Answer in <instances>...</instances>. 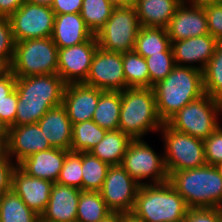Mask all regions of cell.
I'll list each match as a JSON object with an SVG mask.
<instances>
[{"instance_id":"6da1fadb","label":"cell","mask_w":222,"mask_h":222,"mask_svg":"<svg viewBox=\"0 0 222 222\" xmlns=\"http://www.w3.org/2000/svg\"><path fill=\"white\" fill-rule=\"evenodd\" d=\"M65 85L57 74L16 78L15 126L35 124L49 109L61 105Z\"/></svg>"},{"instance_id":"7a4b0ae2","label":"cell","mask_w":222,"mask_h":222,"mask_svg":"<svg viewBox=\"0 0 222 222\" xmlns=\"http://www.w3.org/2000/svg\"><path fill=\"white\" fill-rule=\"evenodd\" d=\"M152 88L157 113L163 123L205 94L202 71L189 66L176 65L165 79Z\"/></svg>"},{"instance_id":"3957f363","label":"cell","mask_w":222,"mask_h":222,"mask_svg":"<svg viewBox=\"0 0 222 222\" xmlns=\"http://www.w3.org/2000/svg\"><path fill=\"white\" fill-rule=\"evenodd\" d=\"M168 175V182L189 208L222 209V175L216 166L205 164Z\"/></svg>"},{"instance_id":"277c9868","label":"cell","mask_w":222,"mask_h":222,"mask_svg":"<svg viewBox=\"0 0 222 222\" xmlns=\"http://www.w3.org/2000/svg\"><path fill=\"white\" fill-rule=\"evenodd\" d=\"M188 205L167 181L141 185L131 214L144 222H183Z\"/></svg>"},{"instance_id":"5b68a950","label":"cell","mask_w":222,"mask_h":222,"mask_svg":"<svg viewBox=\"0 0 222 222\" xmlns=\"http://www.w3.org/2000/svg\"><path fill=\"white\" fill-rule=\"evenodd\" d=\"M163 122L156 109L153 88H126L121 91L119 128L132 139H142L149 131H158Z\"/></svg>"},{"instance_id":"8992f818","label":"cell","mask_w":222,"mask_h":222,"mask_svg":"<svg viewBox=\"0 0 222 222\" xmlns=\"http://www.w3.org/2000/svg\"><path fill=\"white\" fill-rule=\"evenodd\" d=\"M58 48L51 37L22 40L15 43L10 70L16 78L57 74Z\"/></svg>"},{"instance_id":"52a82bcc","label":"cell","mask_w":222,"mask_h":222,"mask_svg":"<svg viewBox=\"0 0 222 222\" xmlns=\"http://www.w3.org/2000/svg\"><path fill=\"white\" fill-rule=\"evenodd\" d=\"M219 113H222V102L204 94L185 105L166 124L178 132L204 141L220 126Z\"/></svg>"},{"instance_id":"ba28073f","label":"cell","mask_w":222,"mask_h":222,"mask_svg":"<svg viewBox=\"0 0 222 222\" xmlns=\"http://www.w3.org/2000/svg\"><path fill=\"white\" fill-rule=\"evenodd\" d=\"M165 147L164 163L168 174L193 169L206 164L204 141L178 132L166 123L159 130Z\"/></svg>"},{"instance_id":"9c48e42d","label":"cell","mask_w":222,"mask_h":222,"mask_svg":"<svg viewBox=\"0 0 222 222\" xmlns=\"http://www.w3.org/2000/svg\"><path fill=\"white\" fill-rule=\"evenodd\" d=\"M140 28L134 5L114 7L108 21L95 34L98 46L117 53L132 51Z\"/></svg>"},{"instance_id":"30bf717a","label":"cell","mask_w":222,"mask_h":222,"mask_svg":"<svg viewBox=\"0 0 222 222\" xmlns=\"http://www.w3.org/2000/svg\"><path fill=\"white\" fill-rule=\"evenodd\" d=\"M121 166L139 184L143 179H152L149 184H161L168 181V173L164 163V156L157 155L142 139H133L123 156ZM152 177V178H151Z\"/></svg>"},{"instance_id":"8fae6325","label":"cell","mask_w":222,"mask_h":222,"mask_svg":"<svg viewBox=\"0 0 222 222\" xmlns=\"http://www.w3.org/2000/svg\"><path fill=\"white\" fill-rule=\"evenodd\" d=\"M15 42L51 37L55 14L51 7L25 2L10 17Z\"/></svg>"},{"instance_id":"7c38bea8","label":"cell","mask_w":222,"mask_h":222,"mask_svg":"<svg viewBox=\"0 0 222 222\" xmlns=\"http://www.w3.org/2000/svg\"><path fill=\"white\" fill-rule=\"evenodd\" d=\"M140 186L121 165H113L99 192L111 212L131 214Z\"/></svg>"},{"instance_id":"4fadbf2b","label":"cell","mask_w":222,"mask_h":222,"mask_svg":"<svg viewBox=\"0 0 222 222\" xmlns=\"http://www.w3.org/2000/svg\"><path fill=\"white\" fill-rule=\"evenodd\" d=\"M84 84L102 91L121 92L126 89L122 53L106 51L98 47Z\"/></svg>"},{"instance_id":"5bb4252c","label":"cell","mask_w":222,"mask_h":222,"mask_svg":"<svg viewBox=\"0 0 222 222\" xmlns=\"http://www.w3.org/2000/svg\"><path fill=\"white\" fill-rule=\"evenodd\" d=\"M96 35L88 41L58 49L57 75L64 83H84L88 77L92 58L98 49Z\"/></svg>"},{"instance_id":"9a60e30c","label":"cell","mask_w":222,"mask_h":222,"mask_svg":"<svg viewBox=\"0 0 222 222\" xmlns=\"http://www.w3.org/2000/svg\"><path fill=\"white\" fill-rule=\"evenodd\" d=\"M3 145L8 156L18 164L33 153L51 149L38 123L10 127L3 134Z\"/></svg>"},{"instance_id":"2e32d148","label":"cell","mask_w":222,"mask_h":222,"mask_svg":"<svg viewBox=\"0 0 222 222\" xmlns=\"http://www.w3.org/2000/svg\"><path fill=\"white\" fill-rule=\"evenodd\" d=\"M103 91L84 83L65 85L62 105L73 124L92 120L99 96Z\"/></svg>"},{"instance_id":"e0dca14e","label":"cell","mask_w":222,"mask_h":222,"mask_svg":"<svg viewBox=\"0 0 222 222\" xmlns=\"http://www.w3.org/2000/svg\"><path fill=\"white\" fill-rule=\"evenodd\" d=\"M218 43L219 41L211 34L173 41L171 42V47L175 64L177 66H189L203 71L206 64L214 55ZM193 62H199L200 65H191ZM184 63H186V65ZM187 63H190V65Z\"/></svg>"},{"instance_id":"ac0fdd59","label":"cell","mask_w":222,"mask_h":222,"mask_svg":"<svg viewBox=\"0 0 222 222\" xmlns=\"http://www.w3.org/2000/svg\"><path fill=\"white\" fill-rule=\"evenodd\" d=\"M52 185V181L29 176L18 166L13 171L12 190L39 216L49 202Z\"/></svg>"},{"instance_id":"d6986e66","label":"cell","mask_w":222,"mask_h":222,"mask_svg":"<svg viewBox=\"0 0 222 222\" xmlns=\"http://www.w3.org/2000/svg\"><path fill=\"white\" fill-rule=\"evenodd\" d=\"M81 190L53 183L49 202L40 216V222H76Z\"/></svg>"},{"instance_id":"ffe728a7","label":"cell","mask_w":222,"mask_h":222,"mask_svg":"<svg viewBox=\"0 0 222 222\" xmlns=\"http://www.w3.org/2000/svg\"><path fill=\"white\" fill-rule=\"evenodd\" d=\"M166 29L171 42L210 34L204 8L183 4L177 8Z\"/></svg>"},{"instance_id":"44dd1931","label":"cell","mask_w":222,"mask_h":222,"mask_svg":"<svg viewBox=\"0 0 222 222\" xmlns=\"http://www.w3.org/2000/svg\"><path fill=\"white\" fill-rule=\"evenodd\" d=\"M70 150L51 148L31 154L17 166L32 177L57 182L65 157Z\"/></svg>"},{"instance_id":"7402d4cb","label":"cell","mask_w":222,"mask_h":222,"mask_svg":"<svg viewBox=\"0 0 222 222\" xmlns=\"http://www.w3.org/2000/svg\"><path fill=\"white\" fill-rule=\"evenodd\" d=\"M37 123L52 148L70 150L73 125L62 104L49 109Z\"/></svg>"},{"instance_id":"603a6c76","label":"cell","mask_w":222,"mask_h":222,"mask_svg":"<svg viewBox=\"0 0 222 222\" xmlns=\"http://www.w3.org/2000/svg\"><path fill=\"white\" fill-rule=\"evenodd\" d=\"M93 36L80 13L55 15L51 38L58 49L81 44Z\"/></svg>"},{"instance_id":"cb8c5ba5","label":"cell","mask_w":222,"mask_h":222,"mask_svg":"<svg viewBox=\"0 0 222 222\" xmlns=\"http://www.w3.org/2000/svg\"><path fill=\"white\" fill-rule=\"evenodd\" d=\"M134 6L142 27L167 28L180 0H139Z\"/></svg>"},{"instance_id":"d4e9b609","label":"cell","mask_w":222,"mask_h":222,"mask_svg":"<svg viewBox=\"0 0 222 222\" xmlns=\"http://www.w3.org/2000/svg\"><path fill=\"white\" fill-rule=\"evenodd\" d=\"M132 140L121 130L107 131L104 138L89 152L110 166L121 165L123 156Z\"/></svg>"},{"instance_id":"484cf974","label":"cell","mask_w":222,"mask_h":222,"mask_svg":"<svg viewBox=\"0 0 222 222\" xmlns=\"http://www.w3.org/2000/svg\"><path fill=\"white\" fill-rule=\"evenodd\" d=\"M121 112V92L103 91L97 103L92 120L107 131L118 130Z\"/></svg>"},{"instance_id":"4316f807","label":"cell","mask_w":222,"mask_h":222,"mask_svg":"<svg viewBox=\"0 0 222 222\" xmlns=\"http://www.w3.org/2000/svg\"><path fill=\"white\" fill-rule=\"evenodd\" d=\"M171 46L166 28L142 27L136 37L134 50L142 57L165 52Z\"/></svg>"},{"instance_id":"83f0119b","label":"cell","mask_w":222,"mask_h":222,"mask_svg":"<svg viewBox=\"0 0 222 222\" xmlns=\"http://www.w3.org/2000/svg\"><path fill=\"white\" fill-rule=\"evenodd\" d=\"M0 222H40V216L10 190L0 197Z\"/></svg>"},{"instance_id":"f1b7e54d","label":"cell","mask_w":222,"mask_h":222,"mask_svg":"<svg viewBox=\"0 0 222 222\" xmlns=\"http://www.w3.org/2000/svg\"><path fill=\"white\" fill-rule=\"evenodd\" d=\"M106 132L93 120L73 124L70 151L89 152L104 138Z\"/></svg>"},{"instance_id":"f546056e","label":"cell","mask_w":222,"mask_h":222,"mask_svg":"<svg viewBox=\"0 0 222 222\" xmlns=\"http://www.w3.org/2000/svg\"><path fill=\"white\" fill-rule=\"evenodd\" d=\"M111 213L100 192L81 191L76 222H99Z\"/></svg>"},{"instance_id":"4dcf8cb0","label":"cell","mask_w":222,"mask_h":222,"mask_svg":"<svg viewBox=\"0 0 222 222\" xmlns=\"http://www.w3.org/2000/svg\"><path fill=\"white\" fill-rule=\"evenodd\" d=\"M127 88H149V71L144 57L135 50L122 53Z\"/></svg>"},{"instance_id":"1f68e13d","label":"cell","mask_w":222,"mask_h":222,"mask_svg":"<svg viewBox=\"0 0 222 222\" xmlns=\"http://www.w3.org/2000/svg\"><path fill=\"white\" fill-rule=\"evenodd\" d=\"M109 167L90 152H82V191L99 192Z\"/></svg>"},{"instance_id":"d6a6232c","label":"cell","mask_w":222,"mask_h":222,"mask_svg":"<svg viewBox=\"0 0 222 222\" xmlns=\"http://www.w3.org/2000/svg\"><path fill=\"white\" fill-rule=\"evenodd\" d=\"M205 94L222 102V42L202 71Z\"/></svg>"},{"instance_id":"836d02e7","label":"cell","mask_w":222,"mask_h":222,"mask_svg":"<svg viewBox=\"0 0 222 222\" xmlns=\"http://www.w3.org/2000/svg\"><path fill=\"white\" fill-rule=\"evenodd\" d=\"M113 8L108 0H83L80 14L95 35L108 21Z\"/></svg>"},{"instance_id":"e575fe53","label":"cell","mask_w":222,"mask_h":222,"mask_svg":"<svg viewBox=\"0 0 222 222\" xmlns=\"http://www.w3.org/2000/svg\"><path fill=\"white\" fill-rule=\"evenodd\" d=\"M145 60L149 71V88L165 79L176 66L171 46L165 52L151 55Z\"/></svg>"},{"instance_id":"d590c367","label":"cell","mask_w":222,"mask_h":222,"mask_svg":"<svg viewBox=\"0 0 222 222\" xmlns=\"http://www.w3.org/2000/svg\"><path fill=\"white\" fill-rule=\"evenodd\" d=\"M56 183L82 191V152L67 153Z\"/></svg>"},{"instance_id":"8d00e7d4","label":"cell","mask_w":222,"mask_h":222,"mask_svg":"<svg viewBox=\"0 0 222 222\" xmlns=\"http://www.w3.org/2000/svg\"><path fill=\"white\" fill-rule=\"evenodd\" d=\"M15 39L9 18L0 17V62L9 69L15 49Z\"/></svg>"},{"instance_id":"74e56055","label":"cell","mask_w":222,"mask_h":222,"mask_svg":"<svg viewBox=\"0 0 222 222\" xmlns=\"http://www.w3.org/2000/svg\"><path fill=\"white\" fill-rule=\"evenodd\" d=\"M18 95L14 89L6 99L0 101V132L5 133L10 127L15 126Z\"/></svg>"},{"instance_id":"f35d334b","label":"cell","mask_w":222,"mask_h":222,"mask_svg":"<svg viewBox=\"0 0 222 222\" xmlns=\"http://www.w3.org/2000/svg\"><path fill=\"white\" fill-rule=\"evenodd\" d=\"M206 164L217 166L222 162V127L219 126L204 140Z\"/></svg>"},{"instance_id":"ab89813d","label":"cell","mask_w":222,"mask_h":222,"mask_svg":"<svg viewBox=\"0 0 222 222\" xmlns=\"http://www.w3.org/2000/svg\"><path fill=\"white\" fill-rule=\"evenodd\" d=\"M12 160L3 148L0 151V197L12 190V175L17 166Z\"/></svg>"},{"instance_id":"60d3db41","label":"cell","mask_w":222,"mask_h":222,"mask_svg":"<svg viewBox=\"0 0 222 222\" xmlns=\"http://www.w3.org/2000/svg\"><path fill=\"white\" fill-rule=\"evenodd\" d=\"M209 33L222 42V0L204 8Z\"/></svg>"},{"instance_id":"b9f144b4","label":"cell","mask_w":222,"mask_h":222,"mask_svg":"<svg viewBox=\"0 0 222 222\" xmlns=\"http://www.w3.org/2000/svg\"><path fill=\"white\" fill-rule=\"evenodd\" d=\"M221 208H189L183 222H221Z\"/></svg>"},{"instance_id":"7bdbcfd3","label":"cell","mask_w":222,"mask_h":222,"mask_svg":"<svg viewBox=\"0 0 222 222\" xmlns=\"http://www.w3.org/2000/svg\"><path fill=\"white\" fill-rule=\"evenodd\" d=\"M83 0H54L51 5L55 15L80 13Z\"/></svg>"},{"instance_id":"ee69618b","label":"cell","mask_w":222,"mask_h":222,"mask_svg":"<svg viewBox=\"0 0 222 222\" xmlns=\"http://www.w3.org/2000/svg\"><path fill=\"white\" fill-rule=\"evenodd\" d=\"M16 87V77L10 69L0 75V101L6 99Z\"/></svg>"},{"instance_id":"f6af8a7d","label":"cell","mask_w":222,"mask_h":222,"mask_svg":"<svg viewBox=\"0 0 222 222\" xmlns=\"http://www.w3.org/2000/svg\"><path fill=\"white\" fill-rule=\"evenodd\" d=\"M26 0H0V17L9 18Z\"/></svg>"},{"instance_id":"bcb514c9","label":"cell","mask_w":222,"mask_h":222,"mask_svg":"<svg viewBox=\"0 0 222 222\" xmlns=\"http://www.w3.org/2000/svg\"><path fill=\"white\" fill-rule=\"evenodd\" d=\"M220 1L221 0H180V4L187 5V6L190 5V6H193V7L205 8V7L209 6V5L218 3Z\"/></svg>"},{"instance_id":"7dc6e473","label":"cell","mask_w":222,"mask_h":222,"mask_svg":"<svg viewBox=\"0 0 222 222\" xmlns=\"http://www.w3.org/2000/svg\"><path fill=\"white\" fill-rule=\"evenodd\" d=\"M113 7H127L134 5L133 0H108Z\"/></svg>"},{"instance_id":"c3c4849f","label":"cell","mask_w":222,"mask_h":222,"mask_svg":"<svg viewBox=\"0 0 222 222\" xmlns=\"http://www.w3.org/2000/svg\"><path fill=\"white\" fill-rule=\"evenodd\" d=\"M123 213H111L108 215L105 219L99 221V222H121Z\"/></svg>"},{"instance_id":"681fc988","label":"cell","mask_w":222,"mask_h":222,"mask_svg":"<svg viewBox=\"0 0 222 222\" xmlns=\"http://www.w3.org/2000/svg\"><path fill=\"white\" fill-rule=\"evenodd\" d=\"M26 2L51 7L54 0H26Z\"/></svg>"},{"instance_id":"f907efd6","label":"cell","mask_w":222,"mask_h":222,"mask_svg":"<svg viewBox=\"0 0 222 222\" xmlns=\"http://www.w3.org/2000/svg\"><path fill=\"white\" fill-rule=\"evenodd\" d=\"M121 222H144V221L137 219L132 214H124L122 216Z\"/></svg>"},{"instance_id":"816d5d0a","label":"cell","mask_w":222,"mask_h":222,"mask_svg":"<svg viewBox=\"0 0 222 222\" xmlns=\"http://www.w3.org/2000/svg\"><path fill=\"white\" fill-rule=\"evenodd\" d=\"M6 70L7 68L0 62V75H2Z\"/></svg>"},{"instance_id":"f5cc1de1","label":"cell","mask_w":222,"mask_h":222,"mask_svg":"<svg viewBox=\"0 0 222 222\" xmlns=\"http://www.w3.org/2000/svg\"><path fill=\"white\" fill-rule=\"evenodd\" d=\"M4 148L3 145V133L0 132V151Z\"/></svg>"},{"instance_id":"db71d44e","label":"cell","mask_w":222,"mask_h":222,"mask_svg":"<svg viewBox=\"0 0 222 222\" xmlns=\"http://www.w3.org/2000/svg\"><path fill=\"white\" fill-rule=\"evenodd\" d=\"M216 167L218 168L220 174L222 175V162L219 163Z\"/></svg>"}]
</instances>
